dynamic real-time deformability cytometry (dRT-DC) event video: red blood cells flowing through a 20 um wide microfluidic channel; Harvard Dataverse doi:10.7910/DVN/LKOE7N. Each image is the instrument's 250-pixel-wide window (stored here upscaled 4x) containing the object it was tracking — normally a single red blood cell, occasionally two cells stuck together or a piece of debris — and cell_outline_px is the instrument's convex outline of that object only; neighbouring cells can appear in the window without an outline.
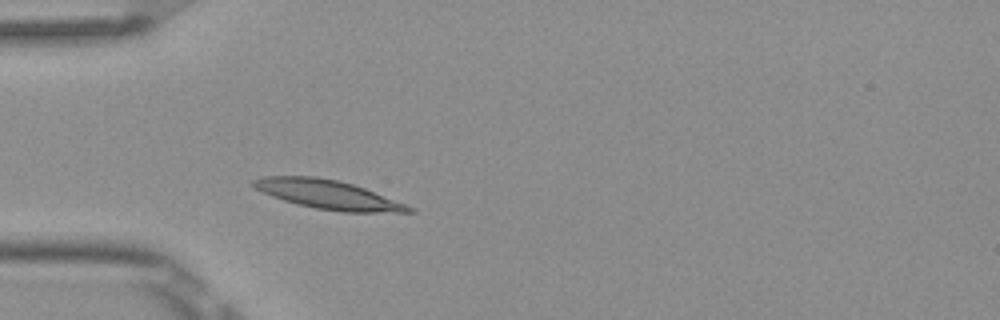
{"species": "Egyptian fruit bat (a non-hibernating species)", "species_latin": "Rousettus aegyptiacus", "temperature_condition": "room temperature", "stored_images_in_passage": 1, "camera_frame_rate_fps": 3000, "um_per_image_px": 0.085, "frame": {"image": 1, "passage_image": 1, "time_ms": 0.0, "image_size_px": [1000, 320], "cell_outline_px": [[416, 212], [344, 212], [316, 208], [296, 204], [272, 196], [248, 184], [252, 180], [260, 176], [316, 176], [336, 180], [352, 184], [364, 188], [408, 204], [416, 208]], "centroid_in_image_um": [27.89, 16.53], "position_along_channel_um": 57.1, "area_um2": 26.3}}